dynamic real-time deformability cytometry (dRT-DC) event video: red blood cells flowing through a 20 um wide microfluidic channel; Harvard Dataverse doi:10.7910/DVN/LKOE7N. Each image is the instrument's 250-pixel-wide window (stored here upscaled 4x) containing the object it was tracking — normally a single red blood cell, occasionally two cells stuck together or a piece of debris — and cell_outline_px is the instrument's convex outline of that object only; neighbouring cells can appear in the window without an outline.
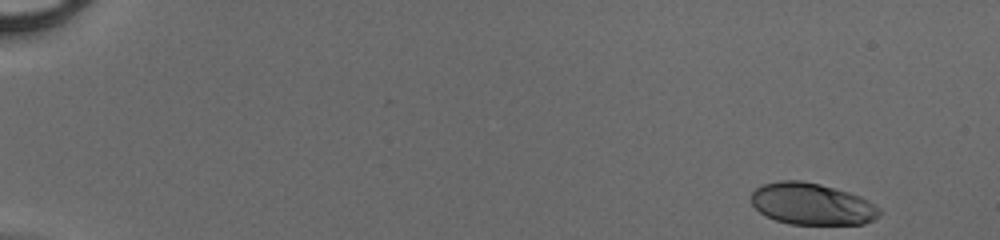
{"species": "human", "species_latin": "Homo sapiens", "temperature_condition": "cold", "stored_images_in_passage": 47, "camera_frame_rate_fps": 3000, "um_per_image_px": 0.085, "donor": {"sex": "male"}, "frame": {"image": 1, "passage_image": 1, "time_ms": 0.0, "image_size_px": [1000, 240], "cell_outline_px": [[880, 212], [872, 220], [864, 224], [788, 224], [764, 216], [752, 204], [752, 192], [756, 188], [764, 184], [780, 180], [800, 180], [820, 184], [848, 192], [860, 196], [868, 200], [880, 208]], "centroid_in_image_um": [68.99, 17.34], "position_along_channel_um": 16.0, "area_um2": 31.1}}
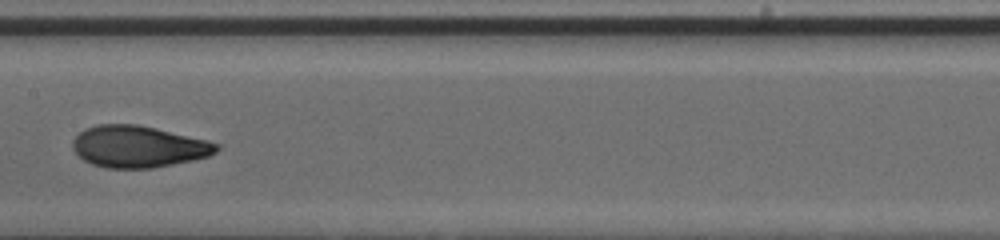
{"frame": {"image": 2, "passage_image": 25, "time_ms": 8.0, "image_size_px": [1000, 240], "cell_outline_px": [[220, 148], [216, 152], [208, 156], [192, 160], [152, 168], [108, 168], [92, 164], [84, 160], [72, 148], [72, 140], [84, 128], [96, 124], [136, 124], [156, 128], [208, 140], [220, 144]], "centroid_in_image_um": [11.76, 12.45], "position_along_channel_um": 195.6, "area_um2": 34.97}}
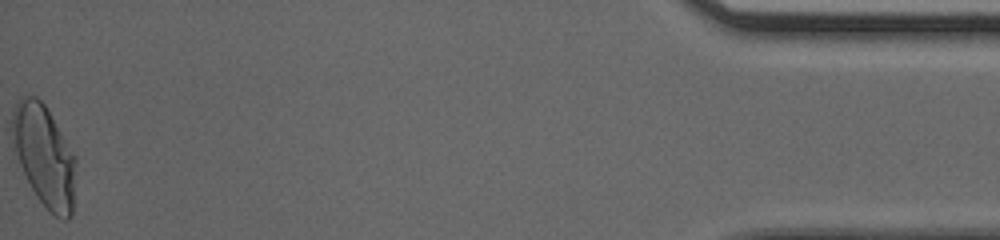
{"frame": {"image": 3, "passage_image": 47, "time_ms": 15.333, "image_size_px": [1000, 240], "cell_outline_px": [[76, 160], [72, 216], [68, 220], [60, 220], [48, 212], [36, 196], [20, 164], [16, 152], [12, 132], [12, 112], [16, 100], [20, 96], [36, 96], [44, 104], [76, 156]], "centroid_in_image_um": [3.78, 13.27], "position_along_channel_um": 431.4, "area_um2": 37.51}}